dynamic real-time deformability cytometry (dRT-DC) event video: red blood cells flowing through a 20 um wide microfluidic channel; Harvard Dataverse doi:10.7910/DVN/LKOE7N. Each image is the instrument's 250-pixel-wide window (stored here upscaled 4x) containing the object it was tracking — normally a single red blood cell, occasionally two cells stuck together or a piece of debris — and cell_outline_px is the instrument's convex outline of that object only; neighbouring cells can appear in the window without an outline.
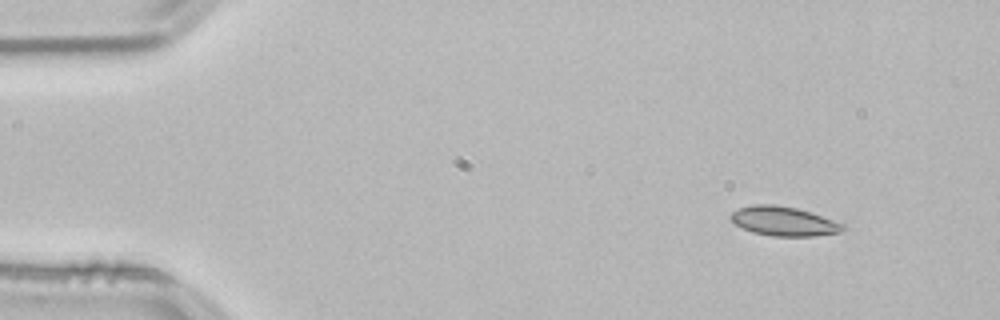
{"species": "common noctule bat (a hibernating species)", "species_latin": "Nyctalus noctula", "temperature_condition": "room temperature", "stored_images_in_passage": 12, "camera_frame_rate_fps": 3000, "um_per_image_px": 0.085, "animal": {"sex": "male", "body_mass_g": 21.5, "forearm_length_mm": 52.0}, "frame": {"image": 1, "passage_image": 1, "time_ms": 0.0, "image_size_px": [1000, 320], "cell_outline_px": [[844, 228], [840, 232], [812, 236], [772, 236], [752, 232], [736, 224], [728, 216], [732, 212], [740, 208], [752, 204], [772, 204], [796, 208], [844, 224]], "centroid_in_image_um": [66.57, 18.8], "position_along_channel_um": 18.4, "area_um2": 18.79}}
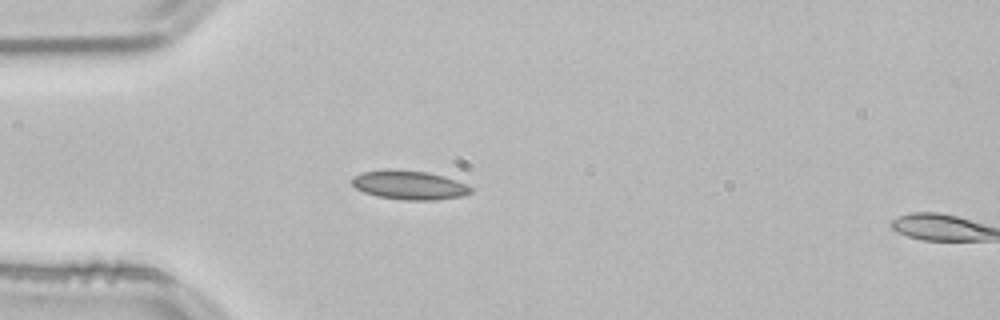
{"frame": {"image": 2, "passage_image": 10, "time_ms": 3.0, "image_size_px": [1000, 320], "cell_outline_px": [[472, 192], [460, 196], [436, 200], [408, 200], [376, 196], [364, 192], [356, 188], [352, 184], [352, 176], [364, 172], [428, 172], [444, 176], [456, 180], [472, 188]], "centroid_in_image_um": [34.82, 15.77], "position_along_channel_um": 50.2, "area_um2": 19.13}}